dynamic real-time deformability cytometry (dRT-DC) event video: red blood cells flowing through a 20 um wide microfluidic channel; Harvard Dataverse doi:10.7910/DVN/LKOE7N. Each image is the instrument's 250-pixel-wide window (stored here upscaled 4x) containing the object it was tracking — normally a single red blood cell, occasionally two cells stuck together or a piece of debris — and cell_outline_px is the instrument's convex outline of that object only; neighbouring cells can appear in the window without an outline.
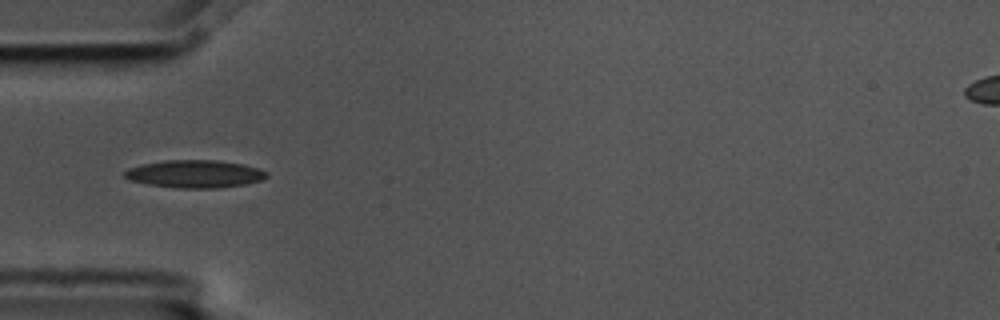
{"species": "common noctule bat (a hibernating species)", "species_latin": "Nyctalus noctula", "temperature_condition": "cold", "stored_images_in_passage": 4, "camera_frame_rate_fps": 3000, "um_per_image_px": 0.085, "animal": {"sex": "male", "body_mass_g": 17.5, "forearm_length_mm": 52.3}, "frame": {"image": 1, "passage_image": 1, "time_ms": 0.0, "image_size_px": [1000, 320], "cell_outline_px": [[268, 176], [264, 180], [244, 184], [220, 188], [176, 188], [148, 184], [132, 180], [124, 176], [124, 172], [128, 168], [144, 164], [164, 160], [216, 160], [244, 164], [268, 172]], "centroid_in_image_um": [16.6, 14.78], "position_along_channel_um": 68.4, "area_um2": 22.89}}